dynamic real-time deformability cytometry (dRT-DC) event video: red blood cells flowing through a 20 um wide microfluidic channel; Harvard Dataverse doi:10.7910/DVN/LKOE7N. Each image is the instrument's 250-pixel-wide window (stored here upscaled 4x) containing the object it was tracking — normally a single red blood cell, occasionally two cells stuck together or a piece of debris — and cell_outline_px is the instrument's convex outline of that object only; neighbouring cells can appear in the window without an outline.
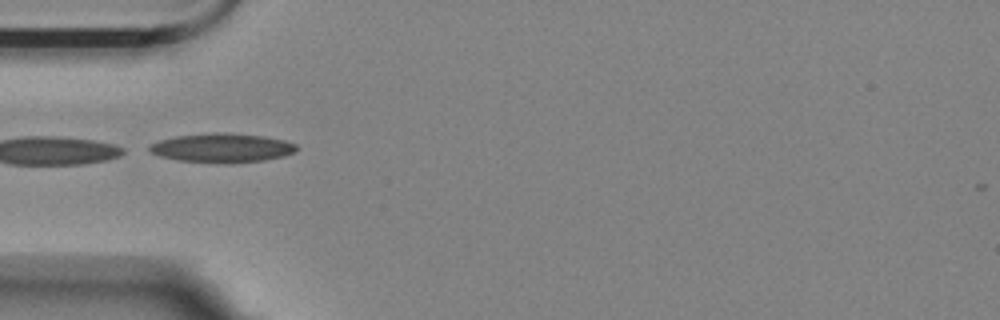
{"species": "Egyptian fruit bat (a non-hibernating species)", "species_latin": "Rousettus aegyptiacus", "temperature_condition": "room temperature", "stored_images_in_passage": 7, "camera_frame_rate_fps": 3000, "um_per_image_px": 0.085, "animal": {"sex": "female"}, "frame": {"image": 1, "passage_image": 4, "time_ms": 1.0, "image_size_px": [1000, 320], "cell_outline_px": [[300, 148], [296, 152], [284, 156], [264, 160], [228, 164], [224, 164], [176, 160], [160, 156], [148, 152], [148, 144], [160, 140], [176, 136], [212, 132], [224, 132], [264, 136], [284, 140], [296, 144]], "centroid_in_image_um": [18.87, 12.57], "position_along_channel_um": 66.1, "area_um2": 25.43}}
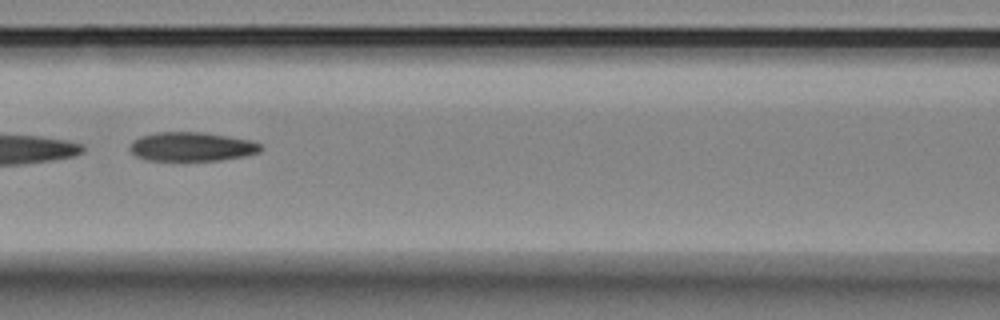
{"frame": {"image": 2, "passage_image": 6, "time_ms": 1.667, "image_size_px": [1000, 320], "cell_outline_px": [[264, 148], [260, 152], [244, 156], [220, 160], [148, 160], [136, 156], [128, 148], [132, 140], [140, 136], [156, 132], [204, 132], [248, 140], [260, 144]], "centroid_in_image_um": [16.27, 12.46], "position_along_channel_um": 150.3, "area_um2": 22.08}}
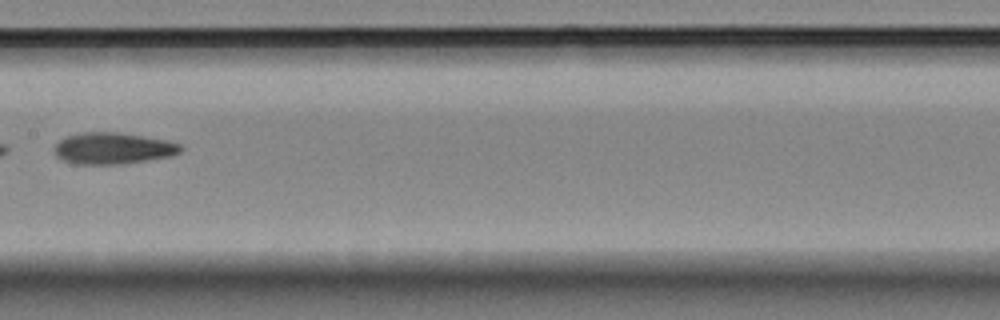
{"frame": {"image": 3, "passage_image": 7, "time_ms": 2.0, "image_size_px": [1000, 320], "cell_outline_px": [[184, 148], [180, 152], [172, 156], [124, 164], [76, 164], [64, 160], [56, 156], [52, 148], [60, 140], [68, 136], [84, 132], [116, 132], [168, 140], [180, 144]], "centroid_in_image_um": [9.62, 12.61], "position_along_channel_um": 197.8, "area_um2": 23.24}}